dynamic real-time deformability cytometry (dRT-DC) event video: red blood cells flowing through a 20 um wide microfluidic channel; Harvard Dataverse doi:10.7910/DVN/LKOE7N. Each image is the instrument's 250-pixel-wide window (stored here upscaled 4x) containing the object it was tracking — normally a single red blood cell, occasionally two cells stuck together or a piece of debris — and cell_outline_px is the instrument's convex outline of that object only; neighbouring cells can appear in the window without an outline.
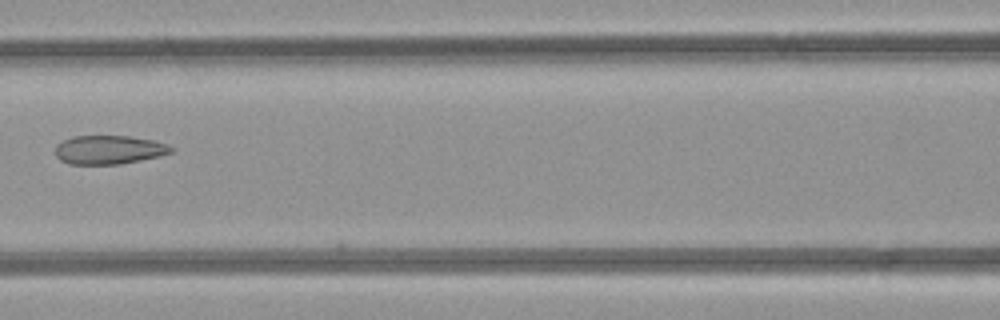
{"species": "common noctule bat (a hibernating species)", "species_latin": "Nyctalus noctula", "temperature_condition": "room temperature", "stored_images_in_passage": 8, "camera_frame_rate_fps": 3000, "um_per_image_px": 0.085, "animal": {"sex": "female", "body_mass_g": 21.9}, "frame": {"image": 1, "passage_image": 8, "time_ms": 9.0, "image_size_px": [1000, 320], "cell_outline_px": [[176, 148], [172, 152], [160, 156], [120, 164], [68, 164], [60, 160], [56, 156], [56, 144], [72, 136], [128, 136], [152, 140], [168, 144]], "centroid_in_image_um": [9.27, 12.73], "position_along_channel_um": 157.3, "area_um2": 19.48}}